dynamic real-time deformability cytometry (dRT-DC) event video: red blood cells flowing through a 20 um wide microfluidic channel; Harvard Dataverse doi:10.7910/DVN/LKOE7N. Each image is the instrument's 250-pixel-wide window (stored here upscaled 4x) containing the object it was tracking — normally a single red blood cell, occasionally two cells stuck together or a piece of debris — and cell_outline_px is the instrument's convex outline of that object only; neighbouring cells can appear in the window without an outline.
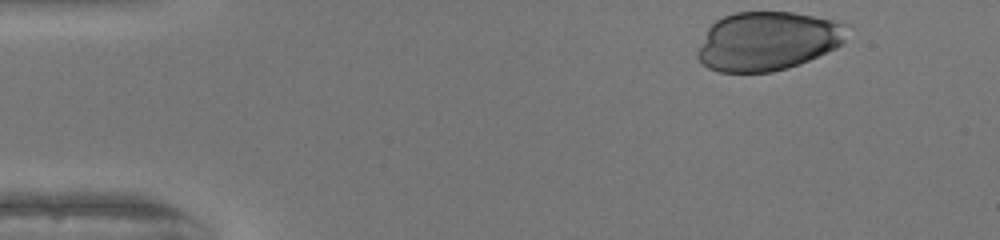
{"species": "human", "species_latin": "Homo sapiens", "temperature_condition": "warm", "stored_images_in_passage": 36, "camera_frame_rate_fps": 3000, "um_per_image_px": 0.085, "donor": {"sex": "female"}, "frame": {"image": 1, "passage_image": 1, "time_ms": 0.0, "image_size_px": [1000, 240], "cell_outline_px": [[848, 24], [844, 40], [836, 48], [808, 60], [788, 68], [772, 72], [720, 72], [708, 68], [700, 64], [696, 56], [696, 52], [708, 28], [716, 20], [724, 16], [736, 12], [792, 12], [832, 20]], "centroid_in_image_um": [65.2, 3.5], "position_along_channel_um": 19.8, "area_um2": 51.27}}
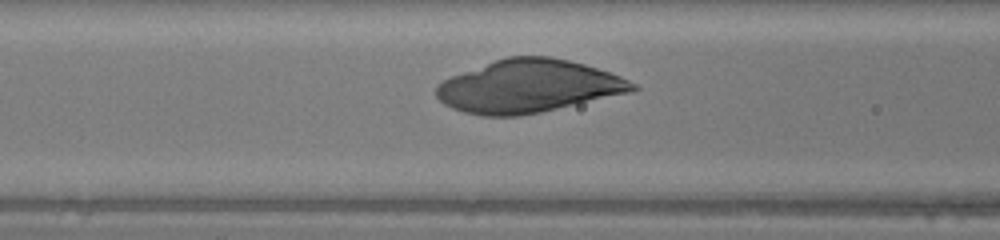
{"frame": {"image": 2, "passage_image": 16, "time_ms": 5.0, "image_size_px": [1000, 240], "cell_outline_px": [[640, 88], [632, 92], [540, 112], [520, 116], [480, 116], [464, 112], [452, 108], [444, 104], [436, 96], [436, 84], [452, 76], [496, 60], [508, 56], [552, 56], [584, 64], [620, 76], [636, 84]], "centroid_in_image_um": [44.92, 7.34], "position_along_channel_um": 121.7, "area_um2": 60.11}}
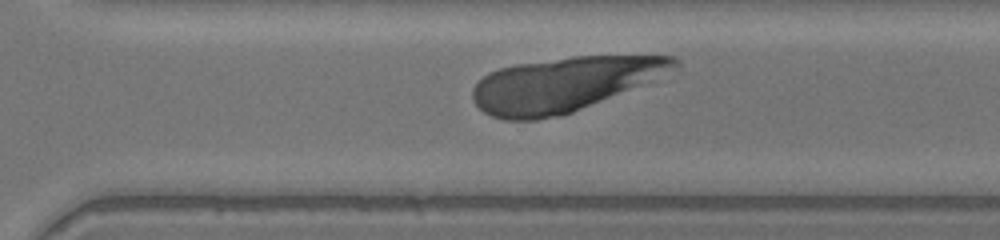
{"frame": {"image": 3, "passage_image": 31, "time_ms": 10.0, "image_size_px": [1000, 240], "cell_outline_px": [[680, 64], [640, 84], [572, 112], [556, 116], [536, 120], [504, 120], [492, 116], [484, 112], [472, 100], [472, 88], [488, 72], [500, 68], [516, 64], [572, 56], [676, 56], [680, 60]], "centroid_in_image_um": [47.81, 7.16], "position_along_channel_um": 322.8, "area_um2": 62.54}}